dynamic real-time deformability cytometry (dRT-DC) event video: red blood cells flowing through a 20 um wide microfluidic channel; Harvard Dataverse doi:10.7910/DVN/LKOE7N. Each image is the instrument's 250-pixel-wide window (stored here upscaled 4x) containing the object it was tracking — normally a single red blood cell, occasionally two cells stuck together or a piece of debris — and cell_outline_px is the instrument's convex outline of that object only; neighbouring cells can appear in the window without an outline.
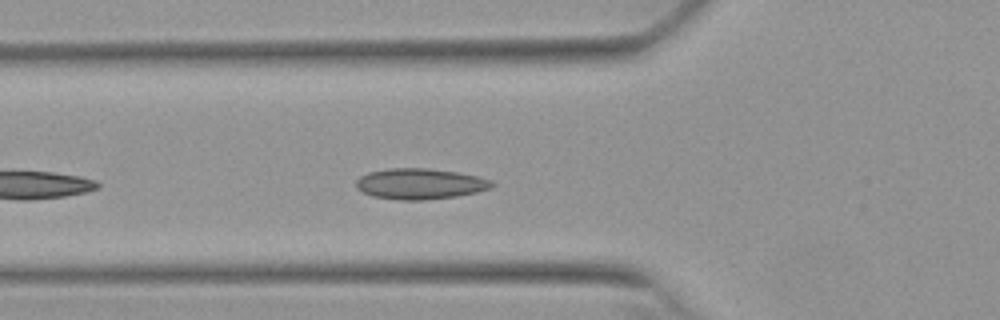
{"species": "Egyptian fruit bat (a non-hibernating species)", "species_latin": "Rousettus aegyptiacus", "temperature_condition": "warm", "stored_images_in_passage": 15, "camera_frame_rate_fps": 3000, "um_per_image_px": 0.085, "animal": {"sex": "female"}, "frame": {"image": 1, "passage_image": 5, "time_ms": 1.333, "image_size_px": [1000, 320], "cell_outline_px": [[496, 184], [492, 188], [476, 192], [456, 196], [424, 200], [400, 200], [372, 196], [356, 188], [356, 180], [360, 176], [368, 172], [388, 168], [428, 168], [456, 172], [476, 176], [492, 180]], "centroid_in_image_um": [35.7, 15.62], "position_along_channel_um": 90.1, "area_um2": 24.39}}
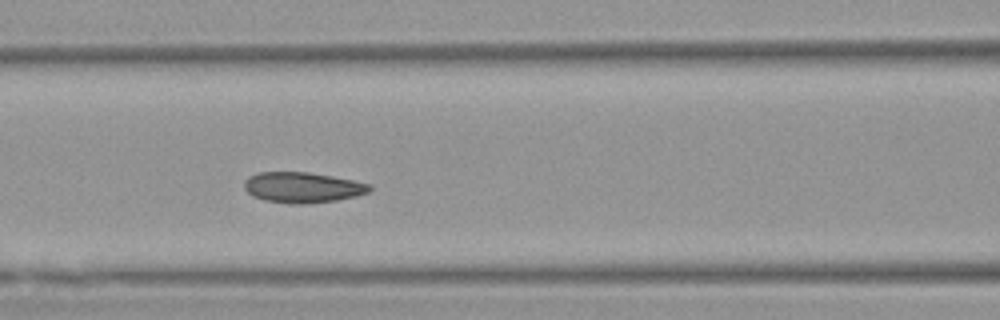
{"frame": {"image": 2, "passage_image": 9, "time_ms": 2.667, "image_size_px": [1000, 320], "cell_outline_px": [[372, 188], [368, 192], [356, 196], [336, 200], [304, 204], [292, 204], [264, 200], [252, 196], [244, 188], [244, 180], [248, 176], [256, 172], [308, 172], [332, 176], [372, 184]], "centroid_in_image_um": [25.69, 15.93], "position_along_channel_um": 140.9, "area_um2": 22.43}}
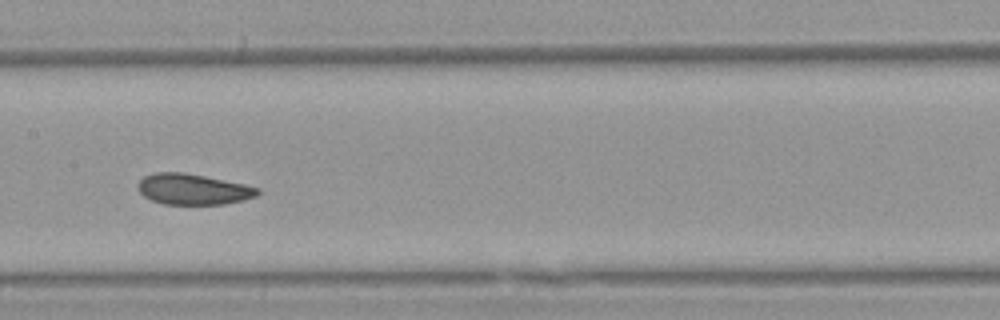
{"frame": {"image": 3, "passage_image": 13, "time_ms": 4.0, "image_size_px": [1000, 320], "cell_outline_px": [[260, 192], [256, 196], [244, 200], [224, 204], [164, 204], [152, 200], [144, 196], [136, 188], [136, 184], [144, 176], [152, 172], [184, 172], [244, 184], [260, 188]], "centroid_in_image_um": [16.38, 16.08], "position_along_channel_um": 191.0, "area_um2": 21.56}}